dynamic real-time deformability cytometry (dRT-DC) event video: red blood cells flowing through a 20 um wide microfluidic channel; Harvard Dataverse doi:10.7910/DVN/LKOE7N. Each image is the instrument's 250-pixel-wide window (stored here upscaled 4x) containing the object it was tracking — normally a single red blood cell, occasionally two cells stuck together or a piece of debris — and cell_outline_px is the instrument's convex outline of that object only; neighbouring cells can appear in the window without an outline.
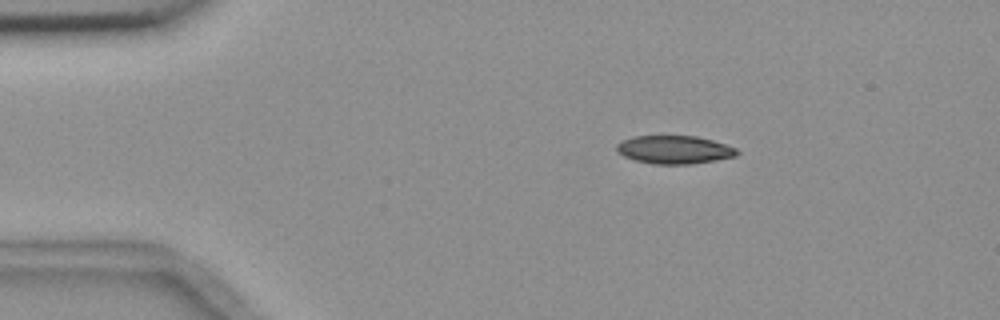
{"species": "common noctule bat (a hibernating species)", "species_latin": "Nyctalus noctula", "temperature_condition": "room temperature", "stored_images_in_passage": 13, "camera_frame_rate_fps": 3000, "um_per_image_px": 0.085, "animal": {"sex": "female", "body_mass_g": 18.4}, "frame": {"image": 1, "passage_image": 1, "time_ms": 0.0, "image_size_px": [1000, 320], "cell_outline_px": [[740, 152], [736, 156], [716, 160], [688, 164], [652, 164], [636, 160], [624, 156], [616, 152], [616, 144], [632, 136], [696, 136], [712, 140], [736, 148]], "centroid_in_image_um": [57.3, 12.72], "position_along_channel_um": 27.7, "area_um2": 19.71}}
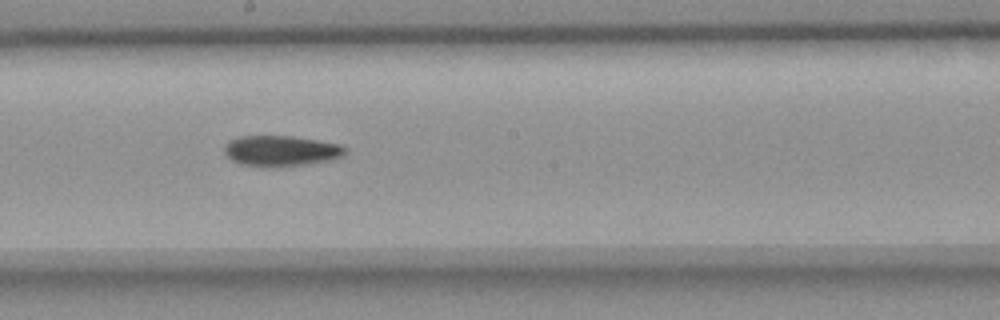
{"frame": {"image": 2, "passage_image": 7, "time_ms": 7.0, "image_size_px": [1000, 320], "cell_outline_px": [[348, 148], [340, 156], [328, 160], [304, 164], [272, 168], [240, 164], [232, 160], [224, 152], [224, 148], [228, 140], [240, 136], [292, 136], [340, 144]], "centroid_in_image_um": [23.83, 12.82], "position_along_channel_um": 224.4, "area_um2": 21.5}}
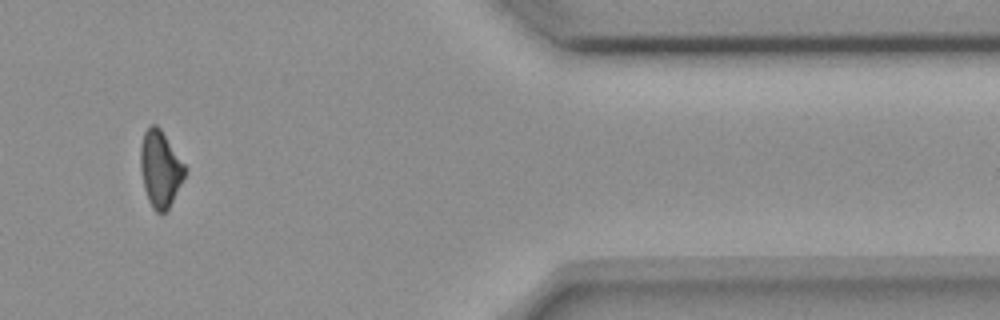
{"frame": {"image": 3, "passage_image": 11, "time_ms": 12.667, "image_size_px": [1000, 320], "cell_outline_px": [[188, 168], [168, 208], [164, 212], [156, 212], [152, 208], [148, 200], [144, 188], [140, 168], [140, 144], [144, 132], [152, 124], [156, 124], [160, 128]], "centroid_in_image_um": [13.61, 14.32], "position_along_channel_um": 397.8, "area_um2": 19.65}, "authors_computed_cell_mechanics": {"area_um2": 20.7502, "velocity_mm_per_s": 3.6599, "shape_relaxation_time_tau1_ms": 6.2081, "shape_relaxation_time_tau2_ms": null, "deformation_change_tau1": 0.1281, "deformation_change_tau2": null}}